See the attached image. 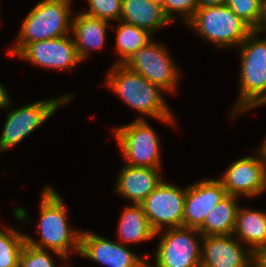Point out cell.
I'll use <instances>...</instances> for the list:
<instances>
[{
    "instance_id": "obj_29",
    "label": "cell",
    "mask_w": 266,
    "mask_h": 267,
    "mask_svg": "<svg viewBox=\"0 0 266 267\" xmlns=\"http://www.w3.org/2000/svg\"><path fill=\"white\" fill-rule=\"evenodd\" d=\"M255 265L256 267H266V247L256 254Z\"/></svg>"
},
{
    "instance_id": "obj_15",
    "label": "cell",
    "mask_w": 266,
    "mask_h": 267,
    "mask_svg": "<svg viewBox=\"0 0 266 267\" xmlns=\"http://www.w3.org/2000/svg\"><path fill=\"white\" fill-rule=\"evenodd\" d=\"M227 196L219 179H204L186 187L183 227L199 229L212 209Z\"/></svg>"
},
{
    "instance_id": "obj_13",
    "label": "cell",
    "mask_w": 266,
    "mask_h": 267,
    "mask_svg": "<svg viewBox=\"0 0 266 267\" xmlns=\"http://www.w3.org/2000/svg\"><path fill=\"white\" fill-rule=\"evenodd\" d=\"M219 180L227 195L236 197H254L266 190V170L257 155L232 162Z\"/></svg>"
},
{
    "instance_id": "obj_24",
    "label": "cell",
    "mask_w": 266,
    "mask_h": 267,
    "mask_svg": "<svg viewBox=\"0 0 266 267\" xmlns=\"http://www.w3.org/2000/svg\"><path fill=\"white\" fill-rule=\"evenodd\" d=\"M226 5L252 30L262 29V0H226Z\"/></svg>"
},
{
    "instance_id": "obj_4",
    "label": "cell",
    "mask_w": 266,
    "mask_h": 267,
    "mask_svg": "<svg viewBox=\"0 0 266 267\" xmlns=\"http://www.w3.org/2000/svg\"><path fill=\"white\" fill-rule=\"evenodd\" d=\"M72 0H42L30 10L16 43L7 53L16 56L27 44L63 37L71 32Z\"/></svg>"
},
{
    "instance_id": "obj_12",
    "label": "cell",
    "mask_w": 266,
    "mask_h": 267,
    "mask_svg": "<svg viewBox=\"0 0 266 267\" xmlns=\"http://www.w3.org/2000/svg\"><path fill=\"white\" fill-rule=\"evenodd\" d=\"M79 254L107 267H148L146 260L124 244L89 231L80 233Z\"/></svg>"
},
{
    "instance_id": "obj_33",
    "label": "cell",
    "mask_w": 266,
    "mask_h": 267,
    "mask_svg": "<svg viewBox=\"0 0 266 267\" xmlns=\"http://www.w3.org/2000/svg\"><path fill=\"white\" fill-rule=\"evenodd\" d=\"M150 1L160 4L161 6L163 5V2H164V0H150Z\"/></svg>"
},
{
    "instance_id": "obj_17",
    "label": "cell",
    "mask_w": 266,
    "mask_h": 267,
    "mask_svg": "<svg viewBox=\"0 0 266 267\" xmlns=\"http://www.w3.org/2000/svg\"><path fill=\"white\" fill-rule=\"evenodd\" d=\"M109 21L95 18L80 12L72 18L71 36L79 58L83 61L91 49L97 50L104 47Z\"/></svg>"
},
{
    "instance_id": "obj_23",
    "label": "cell",
    "mask_w": 266,
    "mask_h": 267,
    "mask_svg": "<svg viewBox=\"0 0 266 267\" xmlns=\"http://www.w3.org/2000/svg\"><path fill=\"white\" fill-rule=\"evenodd\" d=\"M0 229V267H19L21 251L26 243L25 235L15 228Z\"/></svg>"
},
{
    "instance_id": "obj_3",
    "label": "cell",
    "mask_w": 266,
    "mask_h": 267,
    "mask_svg": "<svg viewBox=\"0 0 266 267\" xmlns=\"http://www.w3.org/2000/svg\"><path fill=\"white\" fill-rule=\"evenodd\" d=\"M261 32L253 30L238 46L241 50L240 92L232 118L266 104V38L257 37Z\"/></svg>"
},
{
    "instance_id": "obj_20",
    "label": "cell",
    "mask_w": 266,
    "mask_h": 267,
    "mask_svg": "<svg viewBox=\"0 0 266 267\" xmlns=\"http://www.w3.org/2000/svg\"><path fill=\"white\" fill-rule=\"evenodd\" d=\"M238 197L227 195L207 215L198 231L203 236L231 235L236 226Z\"/></svg>"
},
{
    "instance_id": "obj_26",
    "label": "cell",
    "mask_w": 266,
    "mask_h": 267,
    "mask_svg": "<svg viewBox=\"0 0 266 267\" xmlns=\"http://www.w3.org/2000/svg\"><path fill=\"white\" fill-rule=\"evenodd\" d=\"M54 259L46 250L25 243L19 258V267H56Z\"/></svg>"
},
{
    "instance_id": "obj_1",
    "label": "cell",
    "mask_w": 266,
    "mask_h": 267,
    "mask_svg": "<svg viewBox=\"0 0 266 267\" xmlns=\"http://www.w3.org/2000/svg\"><path fill=\"white\" fill-rule=\"evenodd\" d=\"M40 220L38 231L41 239L25 234V241L30 246L38 249H50L61 259L68 260L69 254L79 253L81 231L71 229L67 222V207L63 203L62 197L52 187L47 185L42 191L40 199Z\"/></svg>"
},
{
    "instance_id": "obj_6",
    "label": "cell",
    "mask_w": 266,
    "mask_h": 267,
    "mask_svg": "<svg viewBox=\"0 0 266 267\" xmlns=\"http://www.w3.org/2000/svg\"><path fill=\"white\" fill-rule=\"evenodd\" d=\"M143 117L113 131L127 165L161 169L160 140Z\"/></svg>"
},
{
    "instance_id": "obj_8",
    "label": "cell",
    "mask_w": 266,
    "mask_h": 267,
    "mask_svg": "<svg viewBox=\"0 0 266 267\" xmlns=\"http://www.w3.org/2000/svg\"><path fill=\"white\" fill-rule=\"evenodd\" d=\"M156 236L161 239L155 252V264L148 263V267H201L202 244L198 240L201 241L203 235L198 229L175 227L159 231Z\"/></svg>"
},
{
    "instance_id": "obj_21",
    "label": "cell",
    "mask_w": 266,
    "mask_h": 267,
    "mask_svg": "<svg viewBox=\"0 0 266 267\" xmlns=\"http://www.w3.org/2000/svg\"><path fill=\"white\" fill-rule=\"evenodd\" d=\"M119 242L139 243L155 237L141 204L126 207L118 224Z\"/></svg>"
},
{
    "instance_id": "obj_19",
    "label": "cell",
    "mask_w": 266,
    "mask_h": 267,
    "mask_svg": "<svg viewBox=\"0 0 266 267\" xmlns=\"http://www.w3.org/2000/svg\"><path fill=\"white\" fill-rule=\"evenodd\" d=\"M256 255L266 247V212L239 206L233 235ZM243 241V242H242Z\"/></svg>"
},
{
    "instance_id": "obj_31",
    "label": "cell",
    "mask_w": 266,
    "mask_h": 267,
    "mask_svg": "<svg viewBox=\"0 0 266 267\" xmlns=\"http://www.w3.org/2000/svg\"><path fill=\"white\" fill-rule=\"evenodd\" d=\"M258 153L260 154V160L262 162V164L265 167L266 170V140L264 143H262V146L258 148Z\"/></svg>"
},
{
    "instance_id": "obj_32",
    "label": "cell",
    "mask_w": 266,
    "mask_h": 267,
    "mask_svg": "<svg viewBox=\"0 0 266 267\" xmlns=\"http://www.w3.org/2000/svg\"><path fill=\"white\" fill-rule=\"evenodd\" d=\"M266 25V0H262V28Z\"/></svg>"
},
{
    "instance_id": "obj_25",
    "label": "cell",
    "mask_w": 266,
    "mask_h": 267,
    "mask_svg": "<svg viewBox=\"0 0 266 267\" xmlns=\"http://www.w3.org/2000/svg\"><path fill=\"white\" fill-rule=\"evenodd\" d=\"M89 6L82 13L106 21L118 20L122 12V0H86Z\"/></svg>"
},
{
    "instance_id": "obj_11",
    "label": "cell",
    "mask_w": 266,
    "mask_h": 267,
    "mask_svg": "<svg viewBox=\"0 0 266 267\" xmlns=\"http://www.w3.org/2000/svg\"><path fill=\"white\" fill-rule=\"evenodd\" d=\"M33 65L54 70H70L82 62L73 36H63L27 44L17 55Z\"/></svg>"
},
{
    "instance_id": "obj_7",
    "label": "cell",
    "mask_w": 266,
    "mask_h": 267,
    "mask_svg": "<svg viewBox=\"0 0 266 267\" xmlns=\"http://www.w3.org/2000/svg\"><path fill=\"white\" fill-rule=\"evenodd\" d=\"M72 96L74 95L67 94L60 98L40 100L9 111L0 136V152L20 143L48 120L61 105L68 103Z\"/></svg>"
},
{
    "instance_id": "obj_30",
    "label": "cell",
    "mask_w": 266,
    "mask_h": 267,
    "mask_svg": "<svg viewBox=\"0 0 266 267\" xmlns=\"http://www.w3.org/2000/svg\"><path fill=\"white\" fill-rule=\"evenodd\" d=\"M199 7L221 6L226 4V0H198Z\"/></svg>"
},
{
    "instance_id": "obj_28",
    "label": "cell",
    "mask_w": 266,
    "mask_h": 267,
    "mask_svg": "<svg viewBox=\"0 0 266 267\" xmlns=\"http://www.w3.org/2000/svg\"><path fill=\"white\" fill-rule=\"evenodd\" d=\"M7 93L8 92L6 88L2 84H0V108H3V107L11 108L10 107L11 100H10L9 94Z\"/></svg>"
},
{
    "instance_id": "obj_27",
    "label": "cell",
    "mask_w": 266,
    "mask_h": 267,
    "mask_svg": "<svg viewBox=\"0 0 266 267\" xmlns=\"http://www.w3.org/2000/svg\"><path fill=\"white\" fill-rule=\"evenodd\" d=\"M162 7L171 22H174L176 13L179 17L181 15L184 22L188 23L199 8V3L198 0H164Z\"/></svg>"
},
{
    "instance_id": "obj_10",
    "label": "cell",
    "mask_w": 266,
    "mask_h": 267,
    "mask_svg": "<svg viewBox=\"0 0 266 267\" xmlns=\"http://www.w3.org/2000/svg\"><path fill=\"white\" fill-rule=\"evenodd\" d=\"M186 188H179L164 180L141 203L152 230L183 227Z\"/></svg>"
},
{
    "instance_id": "obj_16",
    "label": "cell",
    "mask_w": 266,
    "mask_h": 267,
    "mask_svg": "<svg viewBox=\"0 0 266 267\" xmlns=\"http://www.w3.org/2000/svg\"><path fill=\"white\" fill-rule=\"evenodd\" d=\"M159 172L160 169L126 164L118 174L116 192L133 204H141L163 181Z\"/></svg>"
},
{
    "instance_id": "obj_18",
    "label": "cell",
    "mask_w": 266,
    "mask_h": 267,
    "mask_svg": "<svg viewBox=\"0 0 266 267\" xmlns=\"http://www.w3.org/2000/svg\"><path fill=\"white\" fill-rule=\"evenodd\" d=\"M120 21L148 30L151 34L172 23L163 7L150 0H122Z\"/></svg>"
},
{
    "instance_id": "obj_22",
    "label": "cell",
    "mask_w": 266,
    "mask_h": 267,
    "mask_svg": "<svg viewBox=\"0 0 266 267\" xmlns=\"http://www.w3.org/2000/svg\"><path fill=\"white\" fill-rule=\"evenodd\" d=\"M116 29V53L119 55L114 64H125L142 47L146 46L153 35L143 28L137 27L123 21Z\"/></svg>"
},
{
    "instance_id": "obj_34",
    "label": "cell",
    "mask_w": 266,
    "mask_h": 267,
    "mask_svg": "<svg viewBox=\"0 0 266 267\" xmlns=\"http://www.w3.org/2000/svg\"><path fill=\"white\" fill-rule=\"evenodd\" d=\"M266 30V25L261 29V31H265Z\"/></svg>"
},
{
    "instance_id": "obj_9",
    "label": "cell",
    "mask_w": 266,
    "mask_h": 267,
    "mask_svg": "<svg viewBox=\"0 0 266 267\" xmlns=\"http://www.w3.org/2000/svg\"><path fill=\"white\" fill-rule=\"evenodd\" d=\"M151 40L133 55L125 65L159 86L164 92H175L180 73L165 45Z\"/></svg>"
},
{
    "instance_id": "obj_14",
    "label": "cell",
    "mask_w": 266,
    "mask_h": 267,
    "mask_svg": "<svg viewBox=\"0 0 266 267\" xmlns=\"http://www.w3.org/2000/svg\"><path fill=\"white\" fill-rule=\"evenodd\" d=\"M231 235L202 236L201 267H254L256 255Z\"/></svg>"
},
{
    "instance_id": "obj_5",
    "label": "cell",
    "mask_w": 266,
    "mask_h": 267,
    "mask_svg": "<svg viewBox=\"0 0 266 267\" xmlns=\"http://www.w3.org/2000/svg\"><path fill=\"white\" fill-rule=\"evenodd\" d=\"M188 25L217 48L238 47L253 31L226 4L199 7Z\"/></svg>"
},
{
    "instance_id": "obj_2",
    "label": "cell",
    "mask_w": 266,
    "mask_h": 267,
    "mask_svg": "<svg viewBox=\"0 0 266 267\" xmlns=\"http://www.w3.org/2000/svg\"><path fill=\"white\" fill-rule=\"evenodd\" d=\"M104 83L131 108L174 126L172 111L162 95L164 90L125 64L112 65Z\"/></svg>"
}]
</instances>
